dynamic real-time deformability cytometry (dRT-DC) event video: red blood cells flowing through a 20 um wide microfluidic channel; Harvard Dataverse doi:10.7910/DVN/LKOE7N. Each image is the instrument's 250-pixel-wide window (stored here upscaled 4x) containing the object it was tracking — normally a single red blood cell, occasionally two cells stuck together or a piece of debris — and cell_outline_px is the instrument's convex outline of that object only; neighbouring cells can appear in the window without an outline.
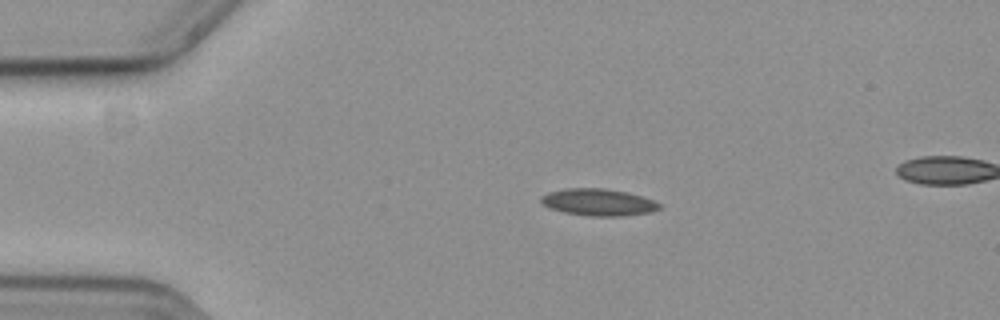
{"species": "common noctule bat (a hibernating species)", "species_latin": "Nyctalus noctula", "temperature_condition": "cold", "stored_images_in_passage": 6, "camera_frame_rate_fps": 3000, "um_per_image_px": 0.085, "animal": {"sex": "female", "body_mass_g": 19.3, "forearm_length_mm": 54.1}, "frame": {"image": 1, "passage_image": 1, "time_ms": 0.0, "image_size_px": [1000, 320], "cell_outline_px": [[660, 208], [652, 212], [624, 216], [588, 216], [564, 212], [548, 208], [540, 200], [540, 196], [548, 192], [564, 188], [604, 188], [628, 192], [652, 200], [660, 204]], "centroid_in_image_um": [50.83, 17.19], "position_along_channel_um": 34.2, "area_um2": 18.67}}